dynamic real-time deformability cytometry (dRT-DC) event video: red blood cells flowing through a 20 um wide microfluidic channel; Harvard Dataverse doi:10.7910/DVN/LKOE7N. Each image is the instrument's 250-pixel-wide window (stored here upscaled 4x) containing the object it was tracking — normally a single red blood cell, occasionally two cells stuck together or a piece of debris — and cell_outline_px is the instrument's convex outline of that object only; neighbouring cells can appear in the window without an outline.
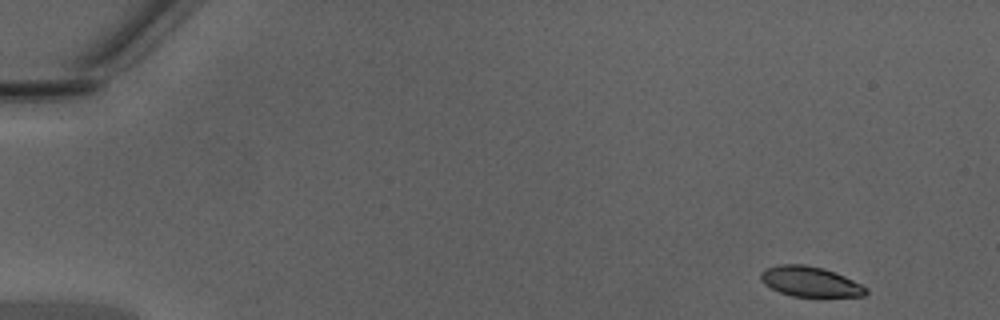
{"species": "Egyptian fruit bat (a non-hibernating species)", "species_latin": "Rousettus aegyptiacus", "temperature_condition": "warm", "stored_images_in_passage": 45, "camera_frame_rate_fps": 3000, "um_per_image_px": 0.085, "animal": {"sex": "male"}, "frame": {"image": 1, "passage_image": 1, "time_ms": 0.0, "image_size_px": [1000, 320], "cell_outline_px": [[868, 292], [864, 296], [792, 296], [780, 292], [764, 284], [760, 280], [760, 272], [768, 268], [780, 264], [804, 264], [824, 268], [836, 272], [868, 288]], "centroid_in_image_um": [68.86, 23.93], "position_along_channel_um": 16.1, "area_um2": 18.38}}
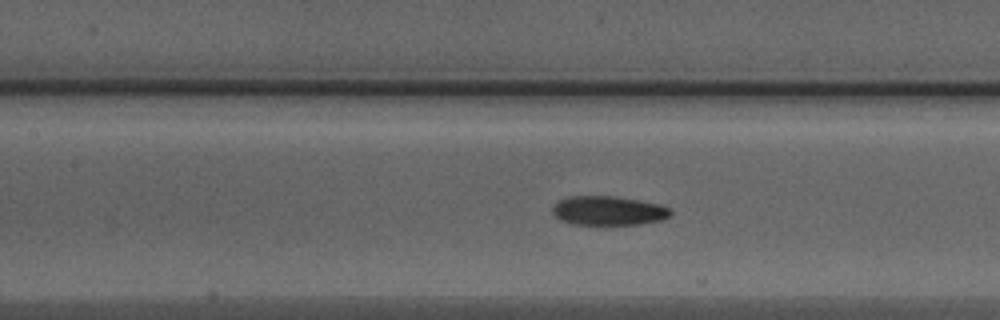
{"frame": {"image": 2, "passage_image": 20, "time_ms": 6.333, "image_size_px": [1000, 320], "cell_outline_px": [[672, 212], [668, 216], [660, 220], [640, 224], [572, 224], [560, 220], [552, 212], [552, 208], [560, 200], [568, 196], [616, 196], [640, 200], [660, 204], [668, 208]], "centroid_in_image_um": [51.7, 17.9], "position_along_channel_um": 155.7, "area_um2": 19.94}}
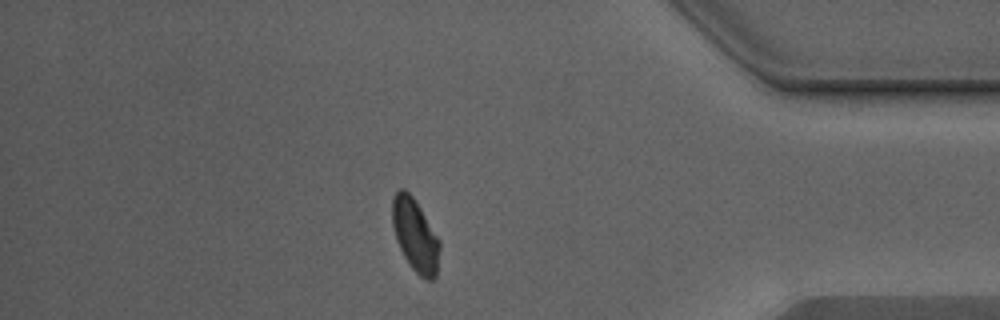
{"frame": {"image": 3, "passage_image": 39, "time_ms": 12.667, "image_size_px": [1000, 320], "cell_outline_px": [[440, 248], [436, 276], [432, 280], [424, 280], [412, 268], [404, 256], [396, 240], [392, 224], [392, 200], [396, 192], [400, 188], [404, 188], [412, 196], [420, 208], [440, 240]], "centroid_in_image_um": [35.29, 20.0], "position_along_channel_um": 399.9, "area_um2": 20.0}, "authors_computed_cell_mechanics": {"area_um2": 19.9988, "velocity_mm_per_s": 4.3294, "shape_relaxation_time_tau1_ms": 4.4746, "shape_relaxation_time_tau2_ms": 2.7013, "deformation_change_tau1": 0.1249, "deformation_change_tau2": 0.0822}}